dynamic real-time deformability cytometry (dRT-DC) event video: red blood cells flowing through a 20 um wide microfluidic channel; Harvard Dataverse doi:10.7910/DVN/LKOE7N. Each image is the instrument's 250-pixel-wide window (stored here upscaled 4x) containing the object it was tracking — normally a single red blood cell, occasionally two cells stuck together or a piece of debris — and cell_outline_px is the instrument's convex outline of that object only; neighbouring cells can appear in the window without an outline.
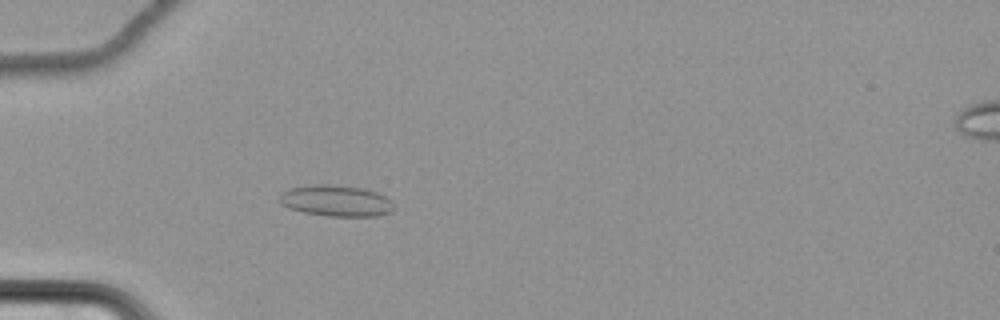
{"species": "common noctule bat (a hibernating species)", "species_latin": "Nyctalus noctula", "temperature_condition": "cold", "stored_images_in_passage": 58, "camera_frame_rate_fps": 3000, "um_per_image_px": 0.085, "animal": {"sex": "female", "body_mass_g": 22.7, "forearm_length_mm": 54.2}, "frame": {"image": 1, "passage_image": 16, "time_ms": 5.0, "image_size_px": [1000, 320], "cell_outline_px": [[392, 212], [376, 216], [328, 216], [304, 212], [288, 208], [280, 204], [280, 192], [288, 188], [316, 184], [328, 184], [364, 188], [376, 192], [392, 200]], "centroid_in_image_um": [28.54, 17.06], "position_along_channel_um": 56.5, "area_um2": 20.87}}
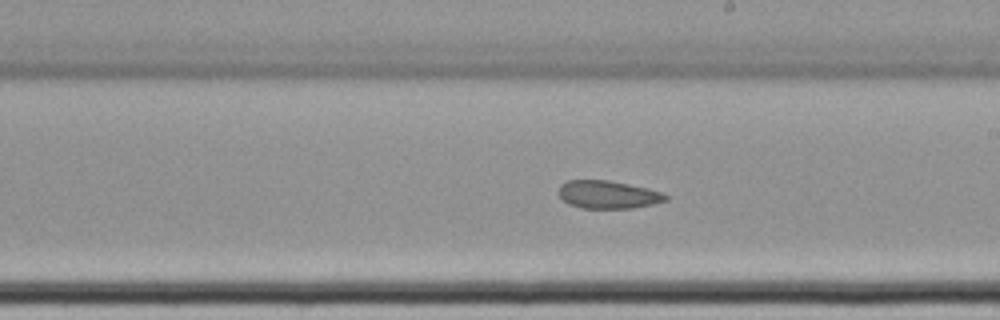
{"frame": {"image": 2, "passage_image": 33, "time_ms": 10.667, "image_size_px": [1000, 320], "cell_outline_px": [[668, 200], [652, 204], [632, 208], [580, 208], [568, 204], [560, 196], [560, 184], [568, 180], [608, 180], [648, 188], [660, 192], [668, 196]], "centroid_in_image_um": [51.68, 16.54], "position_along_channel_um": 237.3, "area_um2": 17.28}}
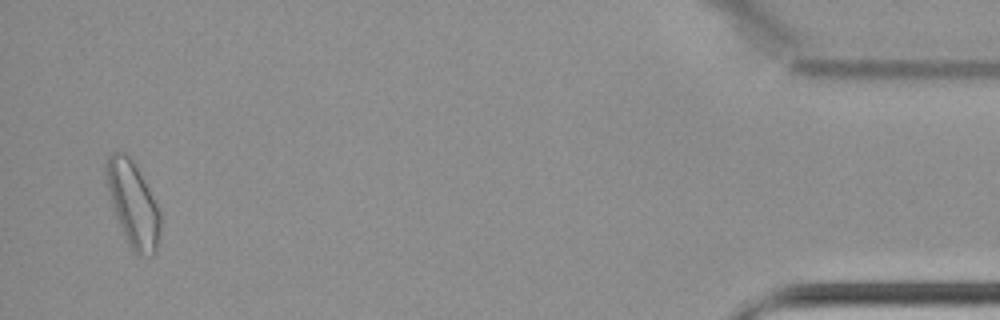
{"frame": {"image": 3, "passage_image": 56, "time_ms": 18.333, "image_size_px": [1000, 320], "cell_outline_px": [[160, 232], [156, 252], [152, 256], [140, 256], [128, 244], [124, 236], [116, 216], [112, 204], [108, 188], [104, 168], [104, 164], [108, 156], [112, 152], [124, 152], [132, 160], [152, 196], [160, 212]], "centroid_in_image_um": [11.29, 17.36], "position_along_channel_um": 423.9, "area_um2": 26.3}, "authors_computed_cell_mechanics": {"area_um2": 19.7098, "velocity_mm_per_s": 3.4586, "shape_relaxation_time_tau1_ms": null, "shape_relaxation_time_tau2_ms": 7.5831, "deformation_change_tau1": null, "deformation_change_tau2": 0.1121}}